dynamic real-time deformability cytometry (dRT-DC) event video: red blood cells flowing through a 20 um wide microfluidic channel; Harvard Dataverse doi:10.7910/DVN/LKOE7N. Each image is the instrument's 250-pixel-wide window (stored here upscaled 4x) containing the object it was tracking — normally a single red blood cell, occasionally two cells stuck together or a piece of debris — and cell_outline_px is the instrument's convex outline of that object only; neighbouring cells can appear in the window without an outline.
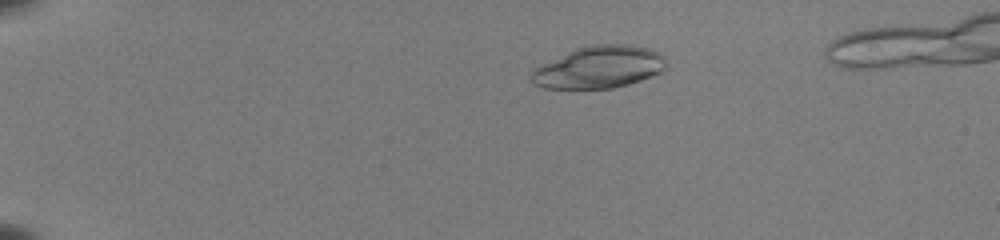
{"species": "common noctule bat (a hibernating species)", "species_latin": "Nyctalus noctula", "temperature_condition": "room temperature", "stored_images_in_passage": 29, "camera_frame_rate_fps": 3000, "um_per_image_px": 0.085, "animal": {"sex": "female", "body_mass_g": 22.0, "forearm_length_mm": 56.7}, "frame": {"image": 1, "passage_image": 1, "time_ms": 0.0, "image_size_px": [1000, 240], "cell_outline_px": [[664, 68], [660, 72], [640, 80], [628, 84], [612, 88], [544, 88], [532, 84], [528, 80], [528, 76], [536, 68], [576, 48], [592, 44], [628, 44], [648, 48], [656, 52], [660, 56], [664, 64]], "centroid_in_image_um": [50.85, 5.72], "position_along_channel_um": 34.2, "area_um2": 32.6}}
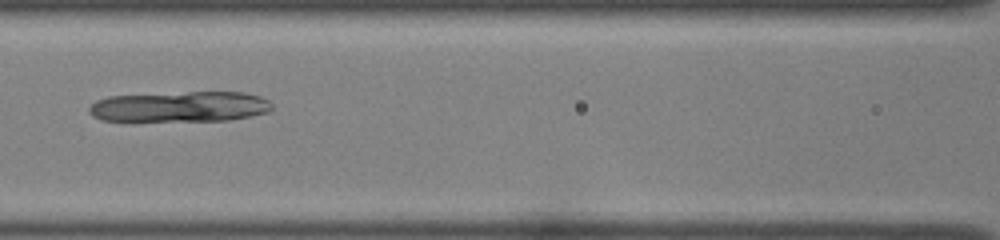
{"frame": {"image": 2, "passage_image": 16, "time_ms": 5.0, "image_size_px": [1000, 240], "cell_outline_px": [[272, 108], [268, 112], [228, 120], [136, 124], [132, 124], [100, 120], [92, 116], [88, 112], [88, 108], [96, 100], [108, 96], [188, 92], [244, 92], [260, 96], [268, 100], [272, 104]], "centroid_in_image_um": [15.16, 9.12], "position_along_channel_um": 151.4, "area_um2": 34.16}}
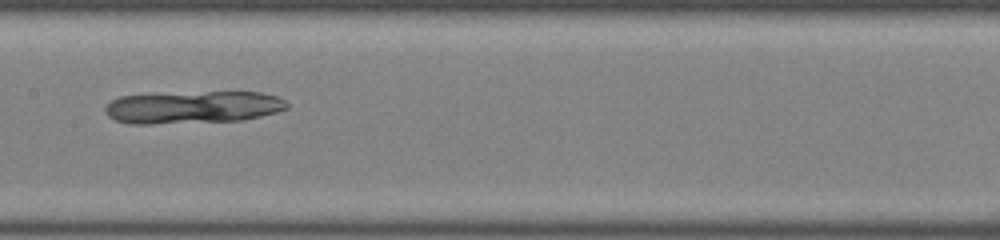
{"frame": {"image": 3, "passage_image": 19, "time_ms": 6.0, "image_size_px": [1000, 240], "cell_outline_px": [[288, 108], [276, 112], [260, 116], [240, 120], [152, 124], [128, 124], [116, 120], [108, 116], [104, 108], [112, 100], [120, 96], [208, 92], [260, 92], [276, 96], [284, 100], [288, 104]], "centroid_in_image_um": [16.4, 9.12], "position_along_channel_um": 191.0, "area_um2": 33.99}}